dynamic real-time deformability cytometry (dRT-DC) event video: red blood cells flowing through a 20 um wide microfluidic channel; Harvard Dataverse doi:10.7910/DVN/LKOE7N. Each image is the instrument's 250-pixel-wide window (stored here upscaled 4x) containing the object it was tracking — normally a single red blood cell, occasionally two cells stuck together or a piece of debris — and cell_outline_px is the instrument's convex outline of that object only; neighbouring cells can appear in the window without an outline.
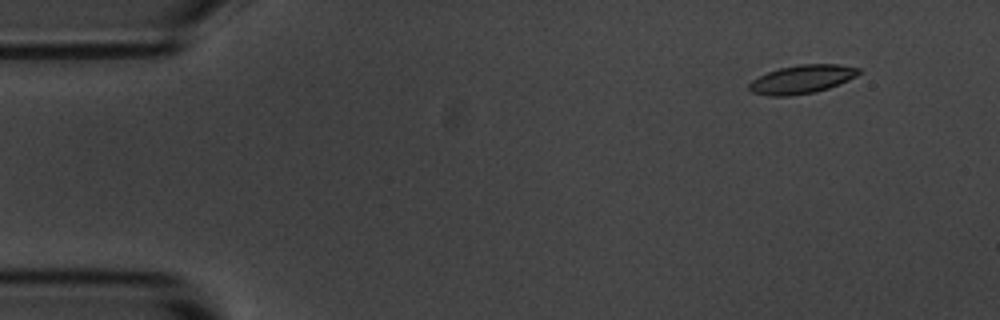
{"species": "common noctule bat (a hibernating species)", "species_latin": "Nyctalus noctula", "temperature_condition": "room temperature", "stored_images_in_passage": 7, "camera_frame_rate_fps": 3000, "um_per_image_px": 0.085, "animal": {"sex": "male", "body_mass_g": 20.1, "forearm_length_mm": 53.5}, "frame": {"image": 1, "passage_image": 2, "time_ms": 1.333, "image_size_px": [1000, 320], "cell_outline_px": [[860, 72], [856, 76], [848, 80], [828, 88], [816, 92], [788, 96], [768, 96], [752, 92], [748, 88], [748, 84], [752, 80], [768, 72], [780, 68], [800, 64], [840, 64], [860, 68]], "centroid_in_image_um": [68.16, 6.74], "position_along_channel_um": 16.8, "area_um2": 18.15}}
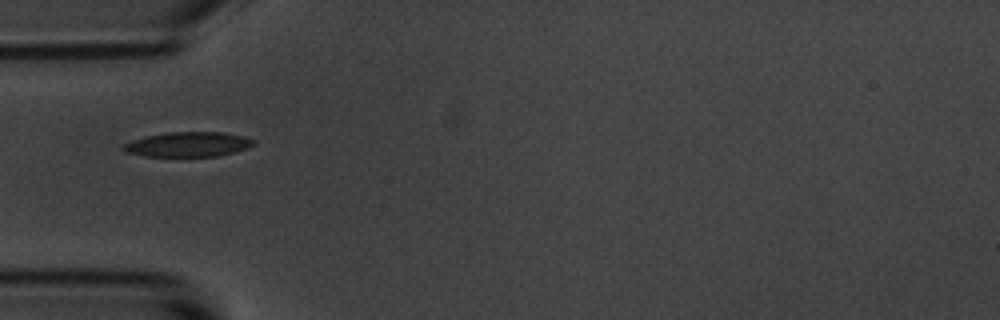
{"frame": {"image": 2, "passage_image": 5, "time_ms": 5.333, "image_size_px": [1000, 320], "cell_outline_px": [[256, 144], [248, 148], [220, 156], [144, 156], [124, 152], [120, 148], [124, 144], [132, 140], [144, 136], [168, 132], [224, 132], [244, 136], [256, 140]], "centroid_in_image_um": [16.0, 12.27], "position_along_channel_um": 69.0, "area_um2": 19.07}}
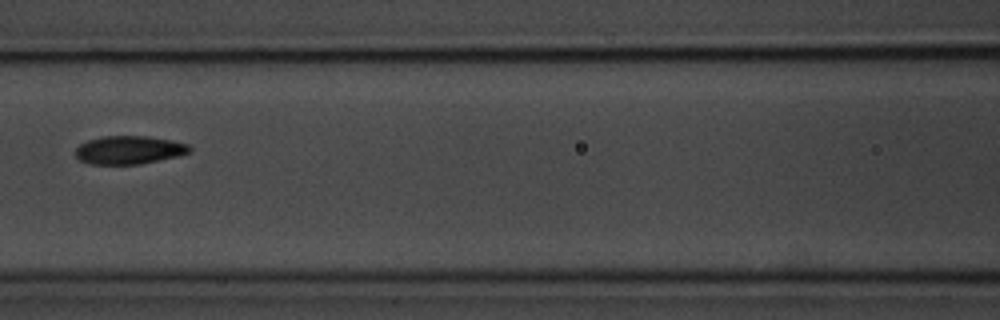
{"frame": {"image": 3, "passage_image": 7, "time_ms": 7.667, "image_size_px": [1000, 320], "cell_outline_px": [[192, 152], [176, 156], [140, 164], [92, 164], [80, 160], [76, 156], [76, 148], [80, 144], [88, 140], [104, 136], [148, 136], [188, 144], [192, 148]], "centroid_in_image_um": [10.97, 12.74], "position_along_channel_um": 155.6, "area_um2": 18.61}}